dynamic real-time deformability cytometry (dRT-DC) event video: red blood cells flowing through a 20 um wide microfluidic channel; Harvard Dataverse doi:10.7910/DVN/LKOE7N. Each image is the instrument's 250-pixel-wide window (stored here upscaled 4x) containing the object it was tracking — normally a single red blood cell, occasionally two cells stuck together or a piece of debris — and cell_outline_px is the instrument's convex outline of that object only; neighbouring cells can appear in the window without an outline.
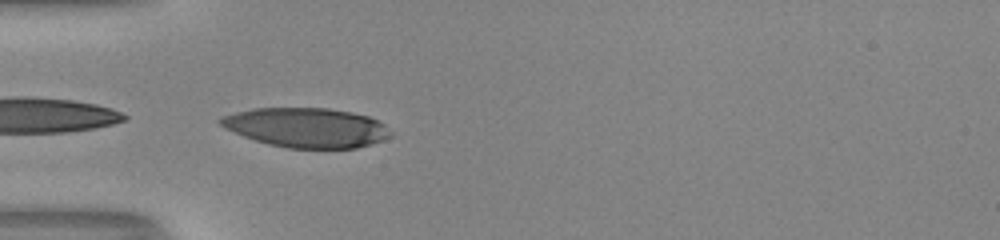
{"species": "human", "species_latin": "Homo sapiens", "temperature_condition": "room temperature", "stored_images_in_passage": 15, "camera_frame_rate_fps": 3000, "um_per_image_px": 0.085, "donor": {"sex": "male"}, "frame": {"image": 1, "passage_image": 1, "time_ms": 0.0, "image_size_px": [1000, 240], "cell_outline_px": [[392, 136], [384, 140], [356, 148], [288, 148], [268, 144], [244, 136], [224, 128], [216, 120], [220, 116], [252, 108], [328, 108], [352, 112], [368, 116], [384, 124], [392, 132]], "centroid_in_image_um": [26.04, 10.84], "position_along_channel_um": 59.0, "area_um2": 39.3}}